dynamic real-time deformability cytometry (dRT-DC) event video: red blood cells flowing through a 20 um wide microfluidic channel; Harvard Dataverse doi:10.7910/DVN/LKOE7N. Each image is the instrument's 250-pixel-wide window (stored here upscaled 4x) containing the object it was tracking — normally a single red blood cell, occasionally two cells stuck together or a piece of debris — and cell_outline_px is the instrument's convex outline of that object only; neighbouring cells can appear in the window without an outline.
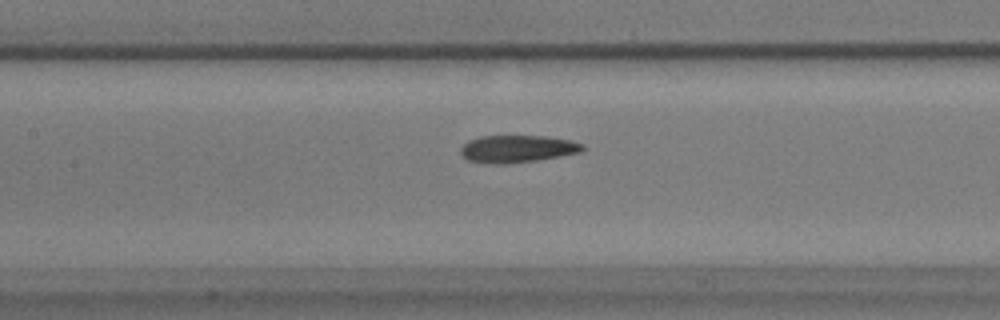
{"species": "common noctule bat (a hibernating species)", "species_latin": "Nyctalus noctula", "temperature_condition": "warm", "stored_images_in_passage": 38, "camera_frame_rate_fps": 3000, "um_per_image_px": 0.085, "animal": {"sex": "male", "body_mass_g": 17.9}, "frame": {"image": 1, "passage_image": 14, "time_ms": 4.333, "image_size_px": [1000, 320], "cell_outline_px": [[584, 148], [580, 152], [560, 156], [536, 160], [508, 164], [496, 164], [468, 160], [460, 152], [460, 148], [468, 140], [480, 136], [544, 136], [572, 140], [584, 144]], "centroid_in_image_um": [43.98, 12.64], "position_along_channel_um": 163.4, "area_um2": 19.36}}
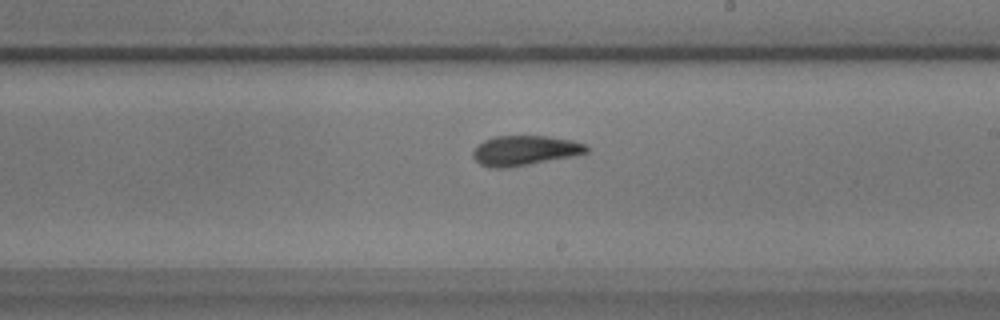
{"frame": {"image": 2, "passage_image": 21, "time_ms": 6.667, "image_size_px": [1000, 320], "cell_outline_px": [[588, 152], [572, 156], [508, 168], [488, 168], [480, 164], [472, 156], [472, 152], [476, 144], [484, 140], [496, 136], [548, 136], [572, 140], [588, 144]], "centroid_in_image_um": [44.58, 12.79], "position_along_channel_um": 244.4, "area_um2": 19.94}}
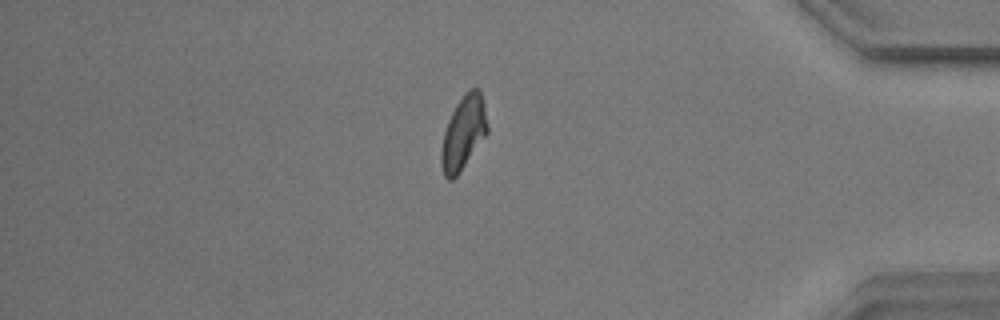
{"frame": {"image": 3, "passage_image": 37, "time_ms": 12.0, "image_size_px": [1000, 320], "cell_outline_px": [[488, 132], [460, 172], [452, 180], [448, 180], [444, 176], [440, 164], [440, 148], [444, 132], [448, 120], [456, 104], [468, 88], [480, 88], [488, 124]], "centroid_in_image_um": [39.37, 11.29], "position_along_channel_um": 395.8, "area_um2": 19.94}}